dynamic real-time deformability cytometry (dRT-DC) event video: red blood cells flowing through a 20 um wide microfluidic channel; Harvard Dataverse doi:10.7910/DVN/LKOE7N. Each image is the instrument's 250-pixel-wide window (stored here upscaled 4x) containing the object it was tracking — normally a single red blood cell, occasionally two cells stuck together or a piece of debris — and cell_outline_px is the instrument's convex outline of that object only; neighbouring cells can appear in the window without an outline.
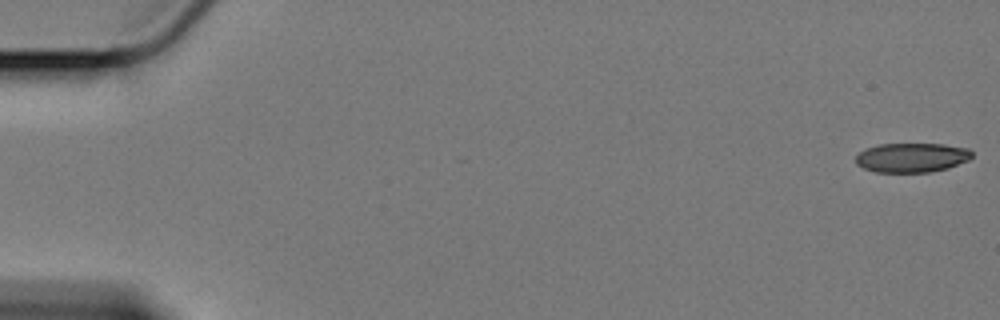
{"species": "Egyptian fruit bat (a non-hibernating species)", "species_latin": "Rousettus aegyptiacus", "temperature_condition": "cold", "stored_images_in_passage": 59, "camera_frame_rate_fps": 3000, "um_per_image_px": 0.085, "animal": {"sex": "female"}, "frame": {"image": 1, "passage_image": 1, "time_ms": 0.0, "image_size_px": [1000, 320], "cell_outline_px": [[972, 156], [968, 160], [948, 168], [932, 172], [872, 172], [856, 164], [856, 156], [860, 152], [868, 148], [880, 144], [944, 144], [968, 148], [972, 152]], "centroid_in_image_um": [77.51, 13.4], "position_along_channel_um": 7.5, "area_um2": 19.88}}
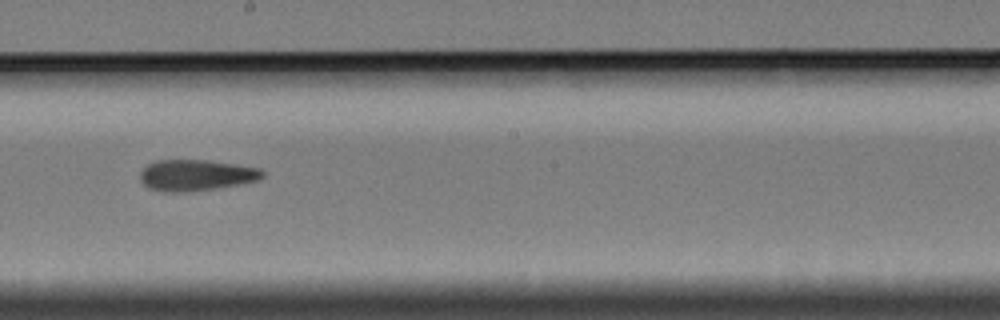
{"frame": {"image": 2, "passage_image": 34, "time_ms": 11.0, "image_size_px": [1000, 320], "cell_outline_px": [[264, 176], [260, 180], [240, 184], [216, 188], [188, 192], [164, 192], [148, 188], [140, 180], [140, 172], [148, 164], [156, 160], [208, 160], [260, 168], [264, 172]], "centroid_in_image_um": [16.67, 14.89], "position_along_channel_um": 231.5, "area_um2": 22.31}}
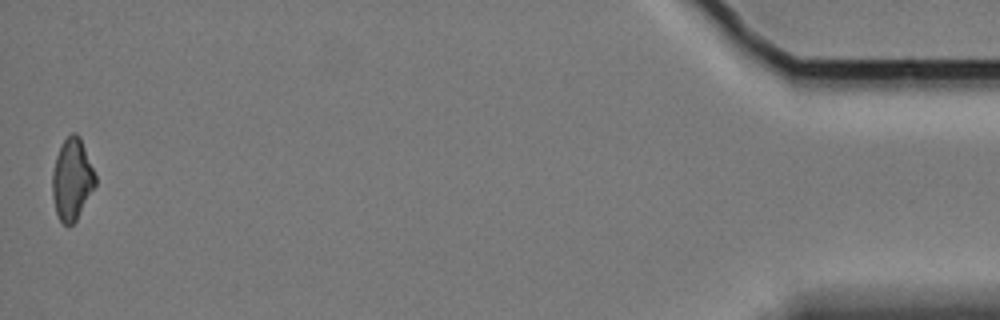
{"frame": {"image": 3, "passage_image": 59, "time_ms": 19.333, "image_size_px": [1000, 320], "cell_outline_px": [[96, 184], [76, 220], [72, 224], [64, 224], [60, 220], [56, 212], [52, 196], [52, 172], [56, 156], [64, 140], [72, 132], [76, 132], [80, 136], [96, 176]], "centroid_in_image_um": [6.11, 15.22], "position_along_channel_um": 429.1, "area_um2": 20.23}, "authors_computed_cell_mechanics": {"area_um2": 21.964, "velocity_mm_per_s": 3.3919, "shape_relaxation_time_tau1_ms": null, "shape_relaxation_time_tau2_ms": 10.7845, "deformation_change_tau1": null, "deformation_change_tau2": 0.2017}}